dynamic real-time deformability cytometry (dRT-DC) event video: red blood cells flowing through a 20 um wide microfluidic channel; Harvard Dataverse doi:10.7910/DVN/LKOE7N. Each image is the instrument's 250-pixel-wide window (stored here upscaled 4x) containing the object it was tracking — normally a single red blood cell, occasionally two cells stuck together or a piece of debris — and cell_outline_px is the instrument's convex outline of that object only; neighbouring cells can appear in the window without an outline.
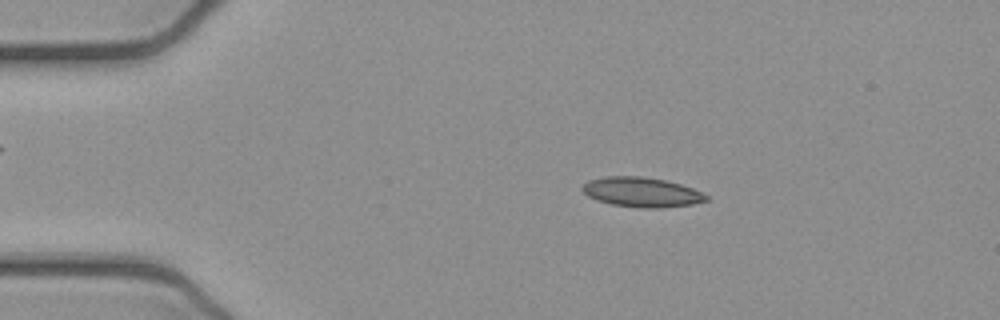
{"species": "common noctule bat (a hibernating species)", "species_latin": "Nyctalus noctula", "temperature_condition": "cold", "stored_images_in_passage": 51, "camera_frame_rate_fps": 3000, "um_per_image_px": 0.085, "animal": {"sex": "female", "body_mass_g": 21.9}, "frame": {"image": 1, "passage_image": 9, "time_ms": 2.667, "image_size_px": [1000, 320], "cell_outline_px": [[708, 200], [692, 204], [660, 208], [640, 208], [612, 204], [596, 200], [588, 196], [580, 188], [588, 180], [604, 176], [640, 176], [664, 180], [680, 184], [704, 192], [708, 196]], "centroid_in_image_um": [54.53, 16.33], "position_along_channel_um": 30.5, "area_um2": 21.5}}
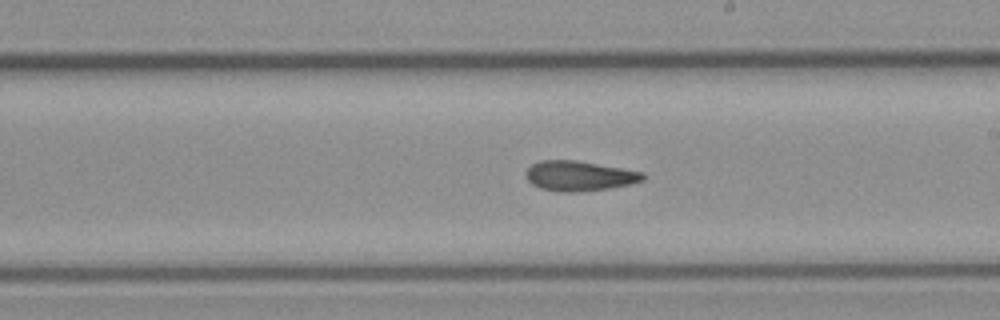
{"frame": {"image": 2, "passage_image": 29, "time_ms": 9.333, "image_size_px": [1000, 320], "cell_outline_px": [[648, 176], [644, 180], [628, 184], [608, 188], [576, 192], [560, 192], [540, 188], [532, 184], [524, 176], [524, 172], [532, 164], [540, 160], [576, 160], [644, 172]], "centroid_in_image_um": [49.22, 14.94], "position_along_channel_um": 239.8, "area_um2": 20.52}}
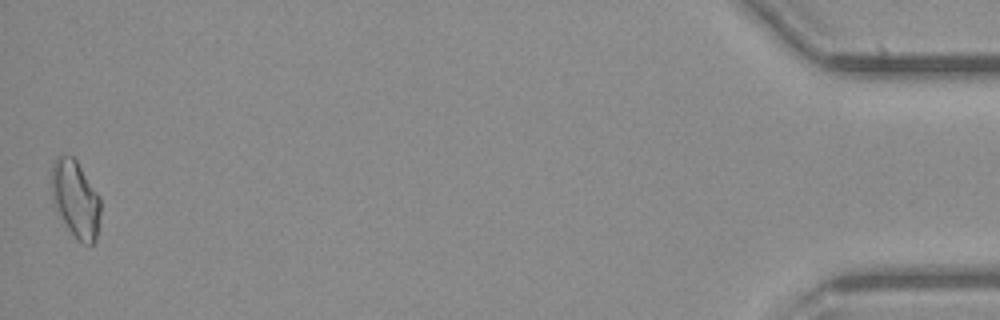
{"frame": {"image": 3, "passage_image": 51, "time_ms": 16.667, "image_size_px": [1000, 320], "cell_outline_px": [[100, 212], [96, 240], [92, 244], [84, 244], [76, 240], [52, 204], [52, 164], [56, 156], [72, 156], [76, 160], [100, 196]], "centroid_in_image_um": [6.42, 16.93], "position_along_channel_um": 428.8, "area_um2": 22.02}, "authors_computed_cell_mechanics": {"area_um2": 20.4034, "velocity_mm_per_s": 3.9091, "shape_relaxation_time_tau1_ms": null, "shape_relaxation_time_tau2_ms": 6.1502, "deformation_change_tau1": null, "deformation_change_tau2": 0.1246}}